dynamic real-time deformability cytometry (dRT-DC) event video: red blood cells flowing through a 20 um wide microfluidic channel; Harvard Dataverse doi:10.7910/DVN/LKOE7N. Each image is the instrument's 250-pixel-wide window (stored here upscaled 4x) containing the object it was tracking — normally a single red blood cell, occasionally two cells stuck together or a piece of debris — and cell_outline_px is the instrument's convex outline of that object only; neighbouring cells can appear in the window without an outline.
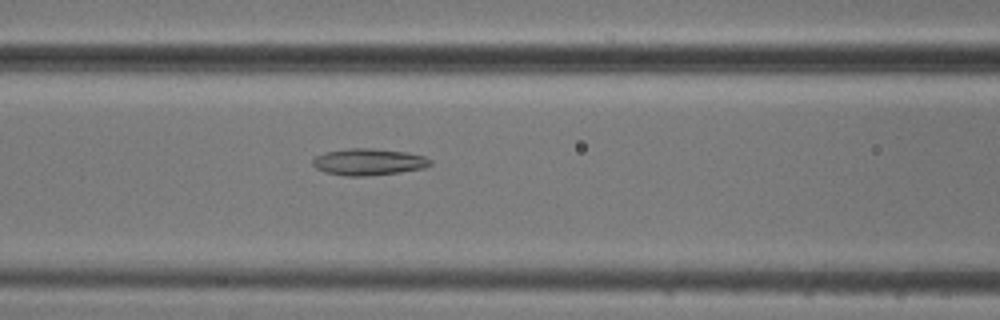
{"species": "common noctule bat (a hibernating species)", "species_latin": "Nyctalus noctula", "temperature_condition": "cold", "stored_images_in_passage": 41, "camera_frame_rate_fps": 3000, "um_per_image_px": 0.085, "animal": {"sex": "male", "body_mass_g": 20.5, "forearm_length_mm": 52.5}, "frame": {"image": 1, "passage_image": 9, "time_ms": 2.667, "image_size_px": [1000, 320], "cell_outline_px": [[432, 164], [424, 168], [400, 172], [364, 176], [344, 176], [324, 172], [316, 168], [312, 164], [312, 160], [316, 156], [324, 152], [348, 148], [372, 148], [408, 152], [424, 156], [432, 160]], "centroid_in_image_um": [31.32, 13.76], "position_along_channel_um": 135.3, "area_um2": 18.44}}
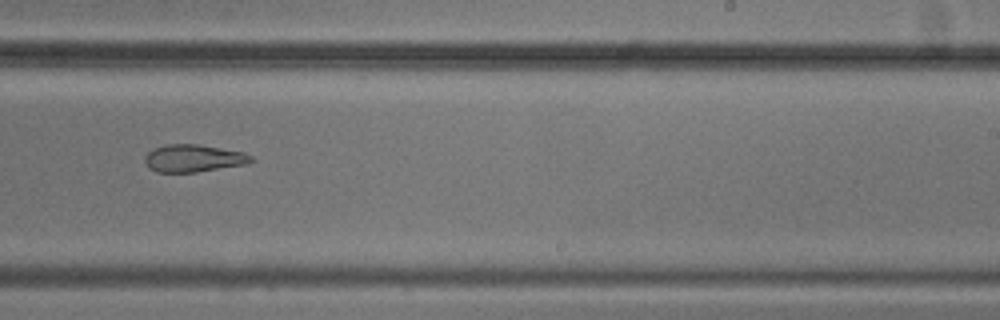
{"frame": {"image": 2, "passage_image": 20, "time_ms": 6.333, "image_size_px": [1000, 320], "cell_outline_px": [[252, 160], [244, 164], [196, 172], [156, 172], [148, 168], [144, 160], [144, 156], [152, 148], [164, 144], [200, 144], [244, 152], [252, 156]], "centroid_in_image_um": [16.37, 13.44], "position_along_channel_um": 272.6, "area_um2": 17.05}}
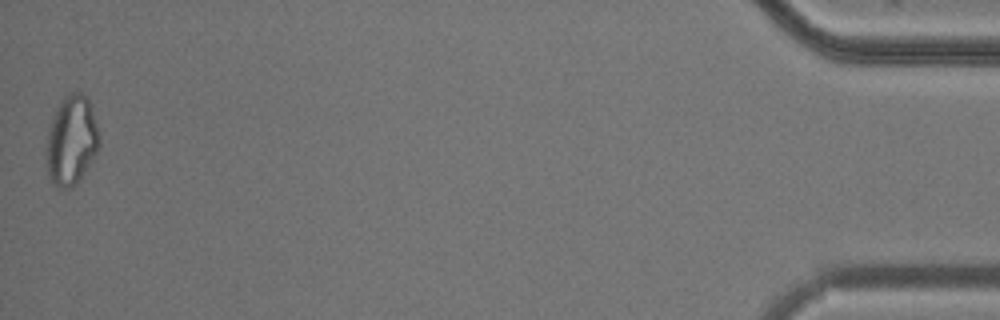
{"frame": {"image": 3, "passage_image": 40, "time_ms": 13.0, "image_size_px": [1000, 320], "cell_outline_px": [[100, 144], [92, 160], [76, 184], [72, 188], [60, 188], [48, 176], [48, 128], [52, 116], [56, 108], [64, 96], [68, 92], [80, 92], [88, 96], [100, 132]], "centroid_in_image_um": [6.11, 11.87], "position_along_channel_um": 429.1, "area_um2": 27.46}}